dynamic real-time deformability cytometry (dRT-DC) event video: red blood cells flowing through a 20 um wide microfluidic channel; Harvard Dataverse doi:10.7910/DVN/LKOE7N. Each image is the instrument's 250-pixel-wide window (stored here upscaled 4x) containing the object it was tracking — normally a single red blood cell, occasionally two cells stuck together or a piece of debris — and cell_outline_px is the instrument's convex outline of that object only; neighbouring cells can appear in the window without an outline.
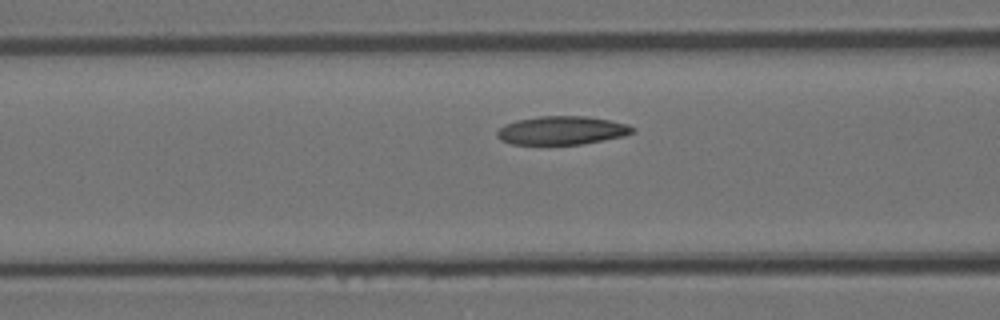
{"species": "Egyptian fruit bat (a non-hibernating species)", "species_latin": "Rousettus aegyptiacus", "temperature_condition": "room temperature", "stored_images_in_passage": 12, "camera_frame_rate_fps": 3000, "um_per_image_px": 0.085, "animal": {"sex": "female"}, "frame": {"image": 1, "passage_image": 10, "time_ms": 3.0, "image_size_px": [1000, 320], "cell_outline_px": [[636, 132], [624, 136], [584, 144], [512, 144], [500, 140], [496, 136], [496, 132], [504, 124], [516, 120], [540, 116], [588, 116], [628, 124], [636, 128]], "centroid_in_image_um": [47.77, 11.08], "position_along_channel_um": 118.8, "area_um2": 22.66}}